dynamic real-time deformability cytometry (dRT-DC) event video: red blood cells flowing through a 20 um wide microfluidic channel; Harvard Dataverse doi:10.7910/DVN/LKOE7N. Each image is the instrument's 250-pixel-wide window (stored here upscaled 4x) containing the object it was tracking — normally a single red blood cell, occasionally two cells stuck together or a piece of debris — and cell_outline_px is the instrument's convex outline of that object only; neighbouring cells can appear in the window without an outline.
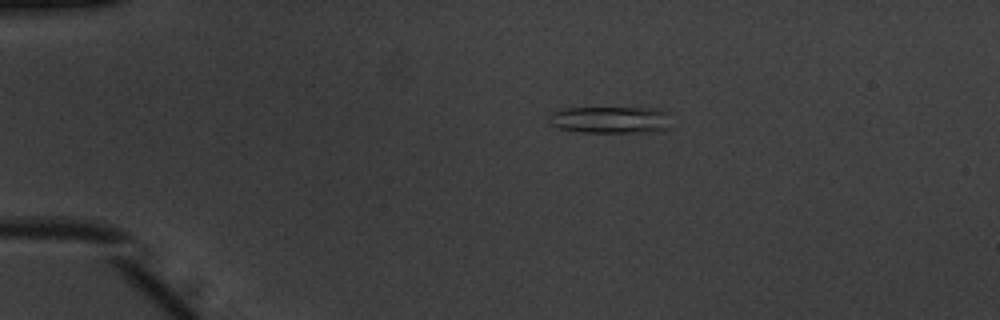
{"species": "common noctule bat (a hibernating species)", "species_latin": "Nyctalus noctula", "temperature_condition": "warm", "stored_images_in_passage": 44, "camera_frame_rate_fps": 3000, "um_per_image_px": 0.085, "animal": {"sex": "male", "body_mass_g": 20.1, "forearm_length_mm": 53.5}, "frame": {"image": 1, "passage_image": 3, "time_ms": 0.667, "image_size_px": [1000, 320], "cell_outline_px": [[668, 128], [656, 132], [580, 132], [560, 128], [548, 124], [548, 116], [552, 112], [564, 108], [660, 108], [668, 112]], "centroid_in_image_um": [51.87, 10.18], "position_along_channel_um": 33.1, "area_um2": 19.36}}
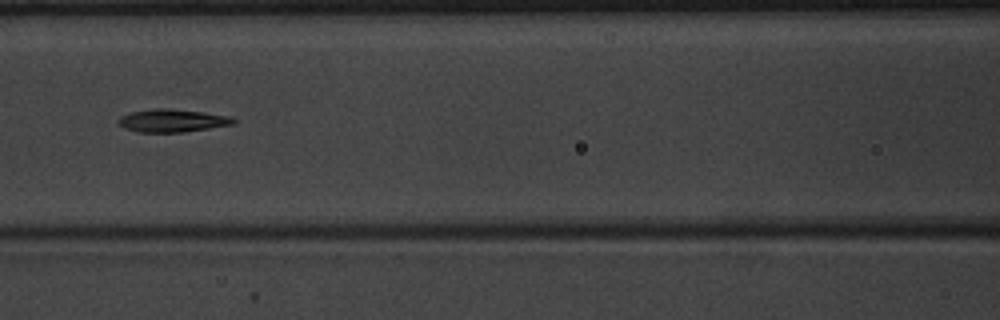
{"frame": {"image": 2, "passage_image": 16, "time_ms": 5.0, "image_size_px": [1000, 320], "cell_outline_px": [[236, 124], [184, 132], [136, 132], [124, 128], [116, 120], [120, 116], [132, 112], [156, 108], [168, 108], [204, 112], [232, 116], [236, 120]], "centroid_in_image_um": [14.67, 10.25], "position_along_channel_um": 151.9, "area_um2": 15.49}}
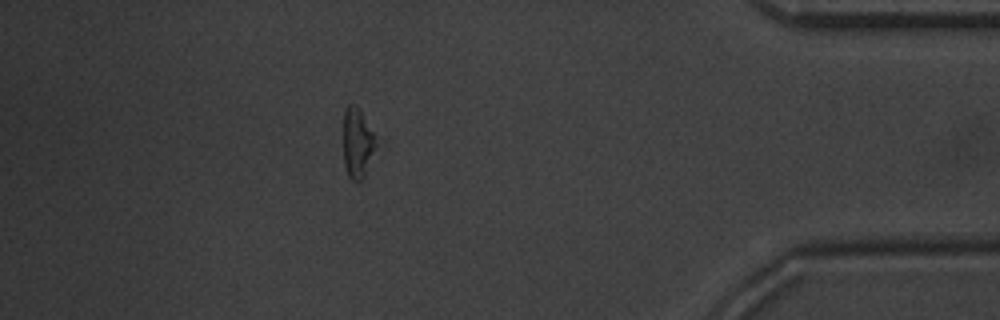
{"frame": {"image": 3, "passage_image": 38, "time_ms": 12.333, "image_size_px": [1000, 320], "cell_outline_px": [[384, 140], [360, 184], [356, 184], [348, 176], [344, 164], [344, 112], [348, 104], [356, 104], [360, 108]], "centroid_in_image_um": [30.53, 12.15], "position_along_channel_um": 404.7, "area_um2": 15.03}, "authors_computed_cell_mechanics": {"area_um2": 15.2014, "velocity_mm_per_s": 3.9678, "shape_relaxation_time_tau1_ms": 3.8072, "shape_relaxation_time_tau2_ms": 7.9091, "deformation_change_tau1": 0.1554, "deformation_change_tau2": 0.1899}}